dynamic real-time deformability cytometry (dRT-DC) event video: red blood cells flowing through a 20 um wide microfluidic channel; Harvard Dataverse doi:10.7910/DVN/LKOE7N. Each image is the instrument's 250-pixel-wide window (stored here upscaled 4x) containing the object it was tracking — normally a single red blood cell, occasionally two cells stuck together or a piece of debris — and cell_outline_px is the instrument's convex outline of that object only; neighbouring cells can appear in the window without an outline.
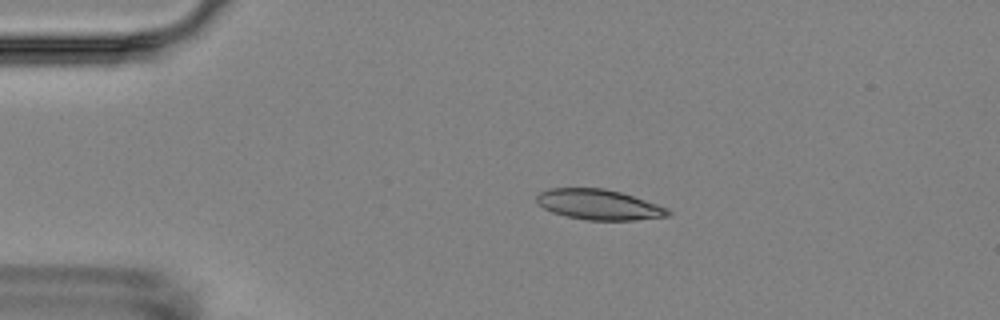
{"species": "Egyptian fruit bat (a non-hibernating species)", "species_latin": "Rousettus aegyptiacus", "temperature_condition": "room temperature", "stored_images_in_passage": 6, "camera_frame_rate_fps": 3000, "um_per_image_px": 0.085, "animal": {"sex": "female"}, "frame": {"image": 1, "passage_image": 4, "time_ms": 3.333, "image_size_px": [1000, 320], "cell_outline_px": [[672, 216], [636, 220], [588, 220], [568, 216], [552, 212], [536, 204], [536, 196], [540, 192], [548, 188], [604, 188], [620, 192], [668, 208], [672, 212]], "centroid_in_image_um": [50.9, 17.39], "position_along_channel_um": 34.1, "area_um2": 23.24}}
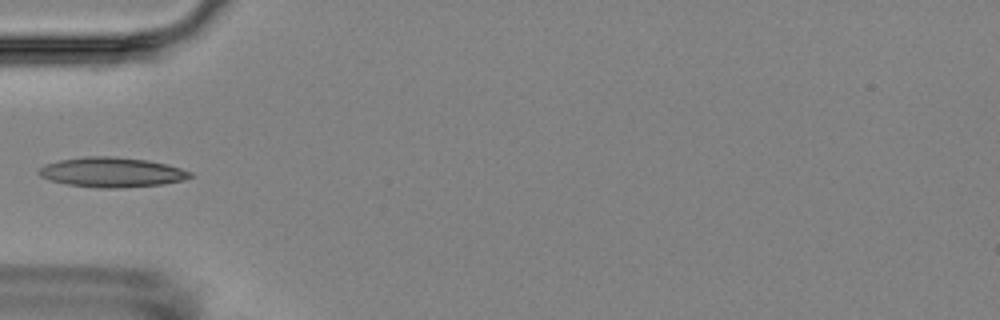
{"frame": {"image": 2, "passage_image": 6, "time_ms": 5.667, "image_size_px": [1000, 320], "cell_outline_px": [[196, 176], [184, 180], [160, 184], [120, 188], [100, 188], [68, 184], [48, 180], [40, 176], [36, 172], [44, 164], [60, 160], [88, 156], [112, 156], [148, 160], [180, 168], [192, 172]], "centroid_in_image_um": [9.49, 14.64], "position_along_channel_um": 75.5, "area_um2": 26.3}}